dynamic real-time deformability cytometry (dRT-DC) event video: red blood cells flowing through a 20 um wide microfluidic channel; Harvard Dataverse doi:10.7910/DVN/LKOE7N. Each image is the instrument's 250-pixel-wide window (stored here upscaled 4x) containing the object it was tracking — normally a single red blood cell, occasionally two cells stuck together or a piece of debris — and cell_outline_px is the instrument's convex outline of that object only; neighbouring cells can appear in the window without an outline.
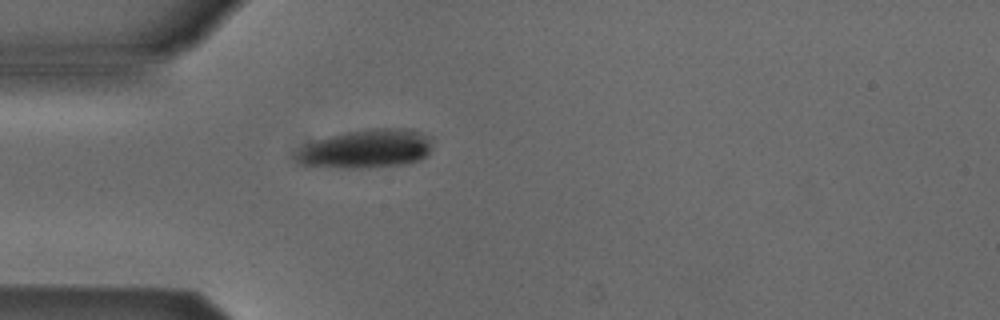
{"species": "Egyptian fruit bat (a non-hibernating species)", "species_latin": "Rousettus aegyptiacus", "temperature_condition": "cold", "stored_images_in_passage": 4, "camera_frame_rate_fps": 3000, "um_per_image_px": 0.085, "animal": {"sex": "male"}, "frame": {"image": 1, "passage_image": 4, "time_ms": 1.0, "image_size_px": [1000, 320], "cell_outline_px": [[428, 152], [424, 156], [416, 160], [404, 164], [360, 168], [340, 168], [304, 164], [296, 160], [296, 156], [300, 148], [304, 144], [316, 140], [348, 132], [368, 128], [412, 128], [428, 136]], "centroid_in_image_um": [31.1, 12.63], "position_along_channel_um": 53.9, "area_um2": 30.11}}